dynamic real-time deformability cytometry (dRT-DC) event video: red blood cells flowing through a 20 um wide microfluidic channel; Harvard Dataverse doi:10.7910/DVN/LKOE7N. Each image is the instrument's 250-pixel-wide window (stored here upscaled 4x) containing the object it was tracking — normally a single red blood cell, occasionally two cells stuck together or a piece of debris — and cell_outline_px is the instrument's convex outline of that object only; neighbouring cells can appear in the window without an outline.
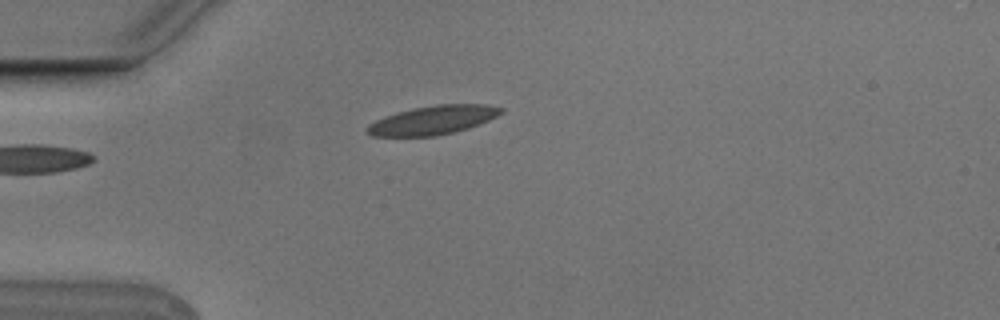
{"species": "Egyptian fruit bat (a non-hibernating species)", "species_latin": "Rousettus aegyptiacus", "temperature_condition": "cold", "stored_images_in_passage": 4, "camera_frame_rate_fps": 3000, "um_per_image_px": 0.085, "animal": {"sex": "male"}, "frame": {"image": 1, "passage_image": 4, "time_ms": 1.0, "image_size_px": [1000, 320], "cell_outline_px": [[504, 112], [488, 120], [468, 128], [436, 136], [372, 136], [364, 132], [364, 128], [368, 124], [384, 116], [396, 112], [412, 108], [436, 104], [488, 104], [504, 108]], "centroid_in_image_um": [36.76, 10.2], "position_along_channel_um": 48.2, "area_um2": 22.66}}